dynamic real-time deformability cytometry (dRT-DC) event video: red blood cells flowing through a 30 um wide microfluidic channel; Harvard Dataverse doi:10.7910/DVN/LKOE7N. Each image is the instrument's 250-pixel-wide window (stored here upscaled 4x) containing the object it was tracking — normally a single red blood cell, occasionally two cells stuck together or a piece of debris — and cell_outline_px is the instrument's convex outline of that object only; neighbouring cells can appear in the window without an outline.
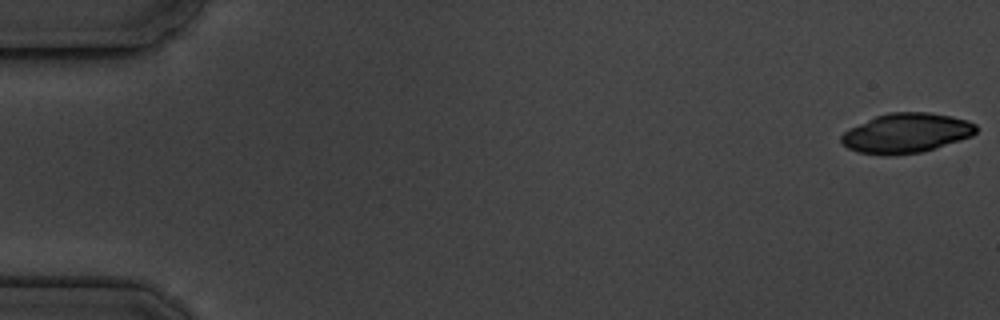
{"species": "common noctule bat (a hibernating species)", "species_latin": "Nyctalus noctula", "temperature_condition": "cold", "stored_images_in_passage": 16, "camera_frame_rate_fps": 3000, "um_per_image_px": 0.085, "animal": {"sex": "male", "body_mass_g": 19.5, "forearm_length_mm": 54.6}, "frame": {"image": 1, "passage_image": 1, "time_ms": 0.0, "image_size_px": [1000, 320], "cell_outline_px": [[976, 132], [972, 136], [936, 148], [920, 152], [888, 156], [884, 156], [856, 152], [848, 148], [840, 140], [840, 136], [848, 128], [876, 116], [888, 112], [928, 112], [952, 116], [968, 120], [976, 124]], "centroid_in_image_um": [77.02, 11.31], "position_along_channel_um": 8.0, "area_um2": 31.39}}